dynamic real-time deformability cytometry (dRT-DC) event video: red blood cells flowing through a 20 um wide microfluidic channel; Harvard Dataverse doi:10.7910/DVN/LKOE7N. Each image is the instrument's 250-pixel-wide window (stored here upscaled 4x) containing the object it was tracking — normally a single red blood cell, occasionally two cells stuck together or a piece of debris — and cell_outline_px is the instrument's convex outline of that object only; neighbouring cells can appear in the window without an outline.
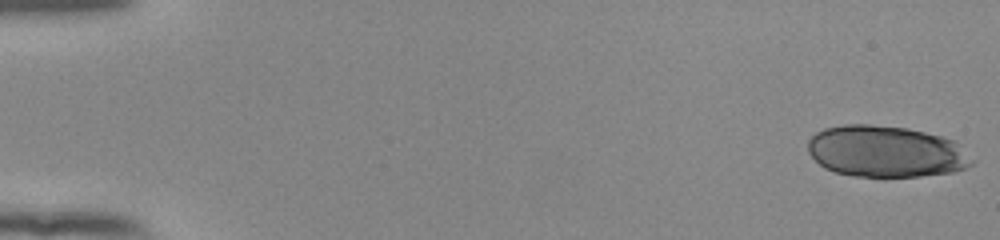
{"species": "human", "species_latin": "Homo sapiens", "temperature_condition": "room temperature", "stored_images_in_passage": 53, "camera_frame_rate_fps": 3000, "um_per_image_px": 0.085, "donor": {"sex": "female"}, "frame": {"image": 1, "passage_image": 1, "time_ms": 0.0, "image_size_px": [1000, 240], "cell_outline_px": [[976, 160], [972, 164], [964, 168], [952, 172], [920, 176], [852, 176], [836, 172], [824, 168], [808, 152], [808, 140], [816, 132], [824, 128], [844, 124], [872, 124], [908, 128], [956, 140]], "centroid_in_image_um": [75.32, 12.86], "position_along_channel_um": 9.7, "area_um2": 49.48}}
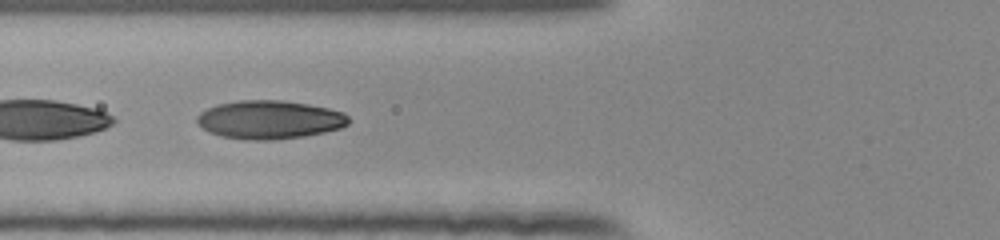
{"frame": {"image": 2, "passage_image": 22, "time_ms": 7.0, "image_size_px": [1000, 240], "cell_outline_px": [[348, 124], [340, 128], [324, 132], [304, 136], [272, 140], [248, 140], [220, 136], [208, 132], [196, 124], [196, 116], [200, 112], [216, 104], [240, 100], [284, 100], [308, 104], [328, 108], [344, 112], [348, 116]], "centroid_in_image_um": [22.87, 10.17], "position_along_channel_um": 102.9, "area_um2": 34.22}}
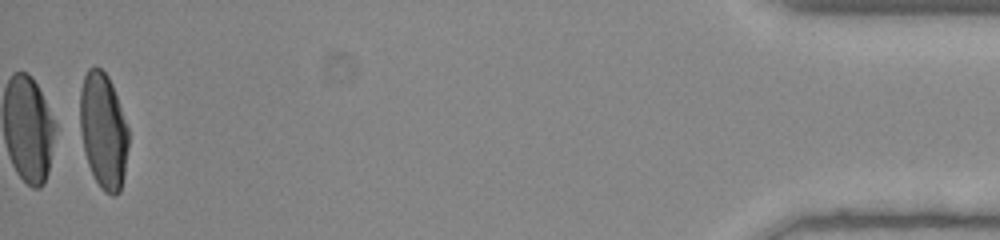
{"frame": {"image": 3, "passage_image": 53, "time_ms": 17.333, "image_size_px": [1000, 240], "cell_outline_px": [[128, 148], [124, 176], [120, 192], [116, 196], [112, 196], [104, 192], [100, 188], [88, 164], [84, 152], [80, 128], [80, 88], [84, 76], [88, 68], [100, 68], [108, 76], [112, 84], [128, 128]], "centroid_in_image_um": [8.78, 11.14], "position_along_channel_um": 426.4, "area_um2": 32.77}, "authors_computed_cell_mechanics": {"area_um2": 33.5818, "velocity_mm_per_s": 3.92, "shape_relaxation_time_tau1_ms": 4.0958, "shape_relaxation_time_tau2_ms": null, "deformation_change_tau1": 0.2052, "deformation_change_tau2": null}}